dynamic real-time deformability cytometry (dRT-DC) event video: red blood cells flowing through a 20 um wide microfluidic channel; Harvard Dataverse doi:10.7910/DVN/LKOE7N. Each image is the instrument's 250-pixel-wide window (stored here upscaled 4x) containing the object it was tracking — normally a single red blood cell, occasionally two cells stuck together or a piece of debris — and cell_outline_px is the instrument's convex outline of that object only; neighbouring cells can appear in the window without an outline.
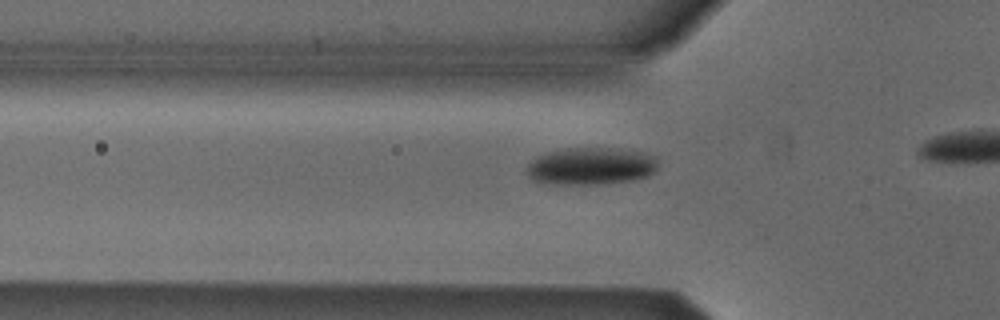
{"species": "Egyptian fruit bat (a non-hibernating species)", "species_latin": "Rousettus aegyptiacus", "temperature_condition": "cold", "stored_images_in_passage": 11, "camera_frame_rate_fps": 3000, "um_per_image_px": 0.085, "animal": {"sex": "male"}, "frame": {"image": 1, "passage_image": 5, "time_ms": 1.333, "image_size_px": [1000, 320], "cell_outline_px": [[656, 172], [648, 176], [632, 180], [600, 184], [540, 184], [532, 180], [528, 176], [524, 168], [536, 156], [548, 152], [568, 148], [612, 148], [640, 152], [656, 156]], "centroid_in_image_um": [50.17, 14.13], "position_along_channel_um": 75.6, "area_um2": 28.84}}
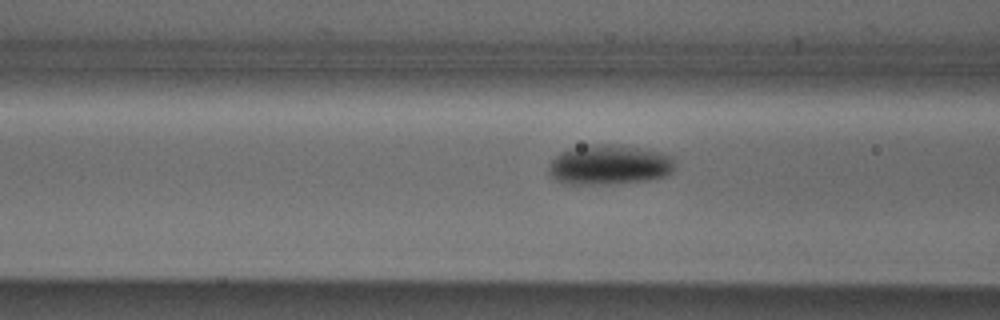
{"frame": {"image": 2, "passage_image": 8, "time_ms": 2.333, "image_size_px": [1000, 320], "cell_outline_px": [[676, 168], [672, 172], [664, 176], [644, 180], [612, 184], [568, 184], [556, 180], [548, 172], [548, 164], [560, 152], [568, 148], [588, 144], [612, 144], [660, 152], [672, 156], [676, 164]], "centroid_in_image_um": [51.76, 14.0], "position_along_channel_um": 114.8, "area_um2": 29.48}}